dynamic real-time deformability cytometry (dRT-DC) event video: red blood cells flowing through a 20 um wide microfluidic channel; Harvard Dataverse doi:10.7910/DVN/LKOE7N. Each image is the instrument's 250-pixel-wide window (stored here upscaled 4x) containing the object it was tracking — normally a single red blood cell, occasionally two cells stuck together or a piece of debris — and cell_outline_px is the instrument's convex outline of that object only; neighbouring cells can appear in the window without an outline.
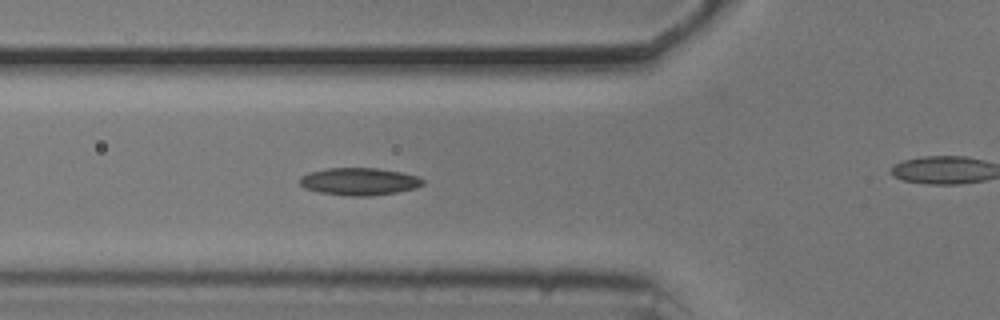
{"species": "common noctule bat (a hibernating species)", "species_latin": "Nyctalus noctula", "temperature_condition": "cold", "stored_images_in_passage": 33, "camera_frame_rate_fps": 3000, "um_per_image_px": 0.085, "animal": {"sex": "male", "body_mass_g": 20.5, "forearm_length_mm": 52.5}, "frame": {"image": 1, "passage_image": 8, "time_ms": 2.333, "image_size_px": [1000, 320], "cell_outline_px": [[424, 184], [416, 188], [396, 192], [368, 196], [344, 196], [320, 192], [304, 188], [300, 184], [300, 176], [308, 172], [328, 168], [376, 168], [400, 172], [416, 176], [424, 180]], "centroid_in_image_um": [30.51, 15.43], "position_along_channel_um": 95.3, "area_um2": 19.65}}
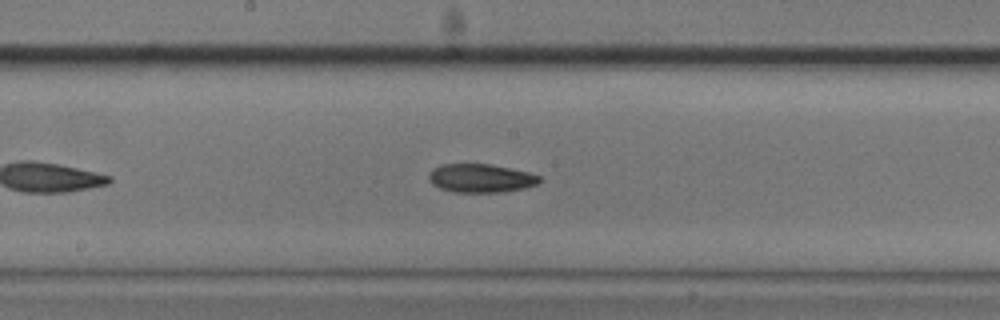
{"frame": {"image": 2, "passage_image": 17, "time_ms": 5.333, "image_size_px": [1000, 320], "cell_outline_px": [[540, 180], [536, 184], [524, 188], [504, 192], [452, 192], [440, 188], [432, 184], [428, 180], [428, 172], [432, 168], [440, 164], [492, 164], [528, 172], [540, 176]], "centroid_in_image_um": [40.81, 15.14], "position_along_channel_um": 207.4, "area_um2": 18.55}}
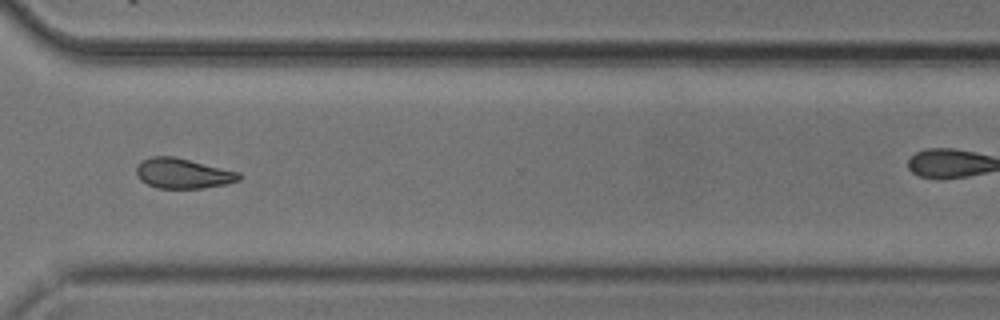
{"frame": {"image": 3, "passage_image": 29, "time_ms": 9.333, "image_size_px": [1000, 320], "cell_outline_px": [[240, 180], [224, 184], [204, 188], [156, 188], [140, 180], [136, 176], [136, 164], [140, 160], [152, 156], [172, 156], [240, 172]], "centroid_in_image_um": [15.49, 14.73], "position_along_channel_um": 355.1, "area_um2": 18.03}}